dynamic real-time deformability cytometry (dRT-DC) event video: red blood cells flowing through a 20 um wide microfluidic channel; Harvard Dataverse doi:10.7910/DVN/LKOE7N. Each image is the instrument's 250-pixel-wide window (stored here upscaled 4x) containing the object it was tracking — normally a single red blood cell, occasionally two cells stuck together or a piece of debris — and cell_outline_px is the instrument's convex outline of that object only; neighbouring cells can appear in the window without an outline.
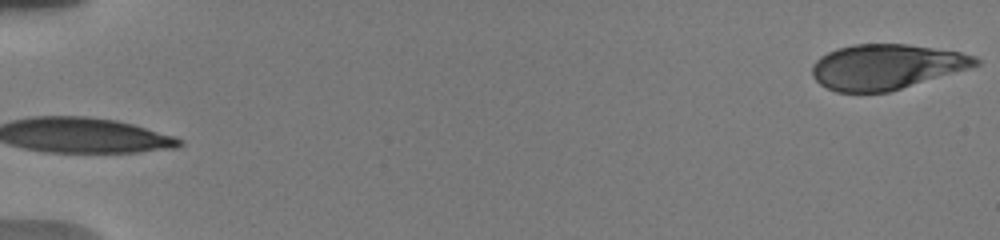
{"species": "human", "species_latin": "Homo sapiens", "temperature_condition": "warm", "stored_images_in_passage": 4, "segment_of_instrument_passage": [2, 2], "camera_frame_rate_fps": 3000, "um_per_image_px": 0.085, "donor": {"sex": "male"}, "frame": {"image": 1, "passage_image": 4, "time_ms": 3.0, "image_size_px": [1000, 240], "cell_outline_px": [[980, 64], [968, 68], [888, 92], [836, 92], [820, 84], [812, 76], [812, 64], [820, 56], [836, 48], [852, 44], [908, 44], [960, 52], [976, 56], [980, 60]], "centroid_in_image_um": [75.29, 5.66], "position_along_channel_um": 9.7, "area_um2": 42.77}}